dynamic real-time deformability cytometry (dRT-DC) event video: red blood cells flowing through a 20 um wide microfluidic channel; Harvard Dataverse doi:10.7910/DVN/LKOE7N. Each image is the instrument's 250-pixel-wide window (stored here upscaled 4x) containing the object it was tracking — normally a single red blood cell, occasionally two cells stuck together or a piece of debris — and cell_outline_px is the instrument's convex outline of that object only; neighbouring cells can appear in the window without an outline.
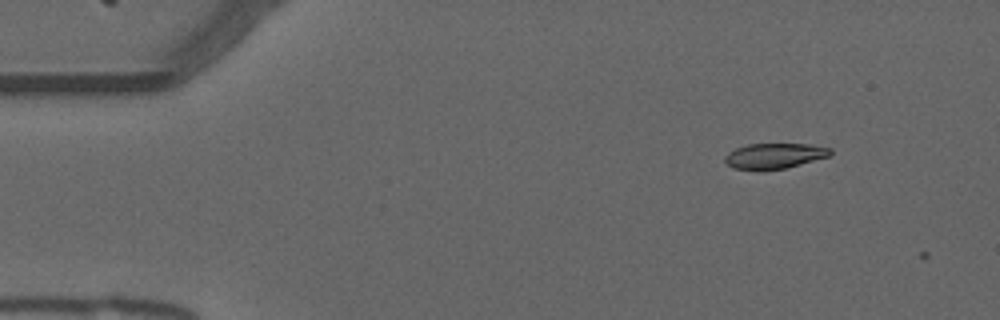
{"species": "common noctule bat (a hibernating species)", "species_latin": "Nyctalus noctula", "temperature_condition": "warm", "stored_images_in_passage": 2, "camera_frame_rate_fps": 3000, "um_per_image_px": 0.085, "animal": {"sex": "male", "forearm_length_mm": 52.5}, "frame": {"image": 1, "passage_image": 1, "time_ms": 0.0, "image_size_px": [1000, 320], "cell_outline_px": [[832, 152], [828, 156], [800, 164], [784, 168], [732, 168], [724, 160], [724, 156], [728, 152], [736, 148], [748, 144], [808, 144], [832, 148]], "centroid_in_image_um": [65.83, 13.21], "position_along_channel_um": 19.2, "area_um2": 15.09}}